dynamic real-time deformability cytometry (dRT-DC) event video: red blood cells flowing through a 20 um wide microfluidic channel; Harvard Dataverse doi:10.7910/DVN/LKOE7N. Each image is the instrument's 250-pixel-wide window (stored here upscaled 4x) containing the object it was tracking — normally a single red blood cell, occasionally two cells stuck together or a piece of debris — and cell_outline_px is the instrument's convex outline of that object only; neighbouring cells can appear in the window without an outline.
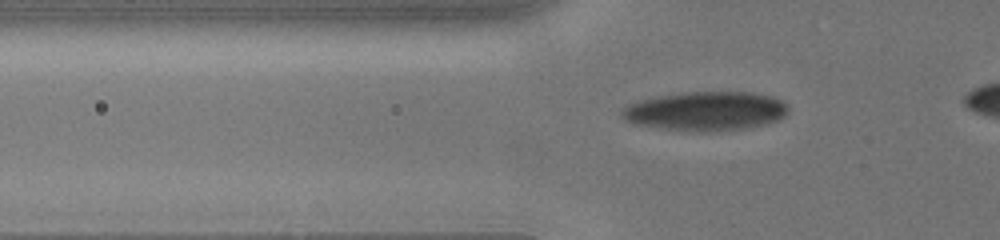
{"species": "human", "species_latin": "Homo sapiens", "temperature_condition": "cold", "stored_images_in_passage": 32, "camera_frame_rate_fps": 3000, "um_per_image_px": 0.085, "donor": {"sex": "male"}, "frame": {"image": 1, "passage_image": 10, "time_ms": 4.0, "image_size_px": [1000, 240], "cell_outline_px": [[788, 112], [780, 120], [768, 124], [748, 128], [712, 132], [688, 132], [632, 124], [624, 120], [620, 116], [620, 112], [628, 104], [640, 100], [660, 96], [684, 92], [748, 92], [772, 96], [780, 100], [788, 108]], "centroid_in_image_um": [59.97, 9.47], "position_along_channel_um": 65.8, "area_um2": 38.38}}
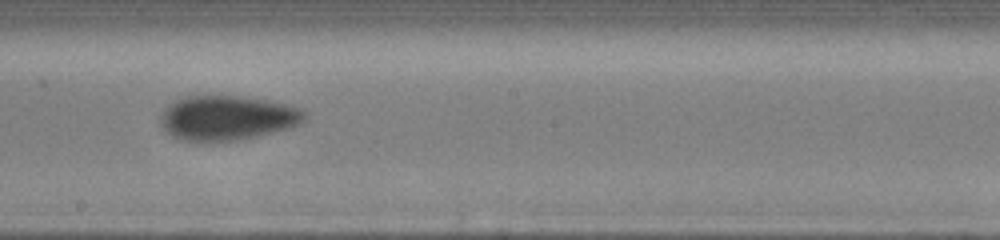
{"frame": {"image": 2, "passage_image": 19, "time_ms": 8.333, "image_size_px": [1000, 240], "cell_outline_px": [[308, 116], [300, 124], [256, 136], [236, 140], [180, 140], [172, 136], [160, 124], [160, 116], [168, 104], [184, 96], [244, 96], [272, 100], [304, 108], [308, 112]], "centroid_in_image_um": [19.36, 9.98], "position_along_channel_um": 228.8, "area_um2": 37.51}}
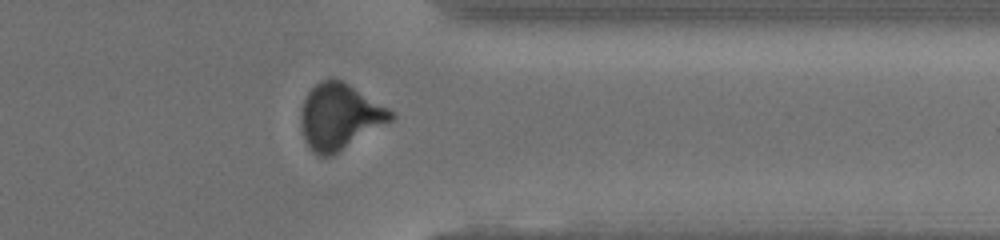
{"frame": {"image": 3, "passage_image": 28, "time_ms": 12.333, "image_size_px": [1000, 240], "cell_outline_px": [[396, 116], [392, 120], [332, 156], [320, 156], [312, 152], [304, 140], [300, 124], [300, 112], [304, 100], [308, 92], [320, 80], [344, 80], [388, 108]], "centroid_in_image_um": [28.84, 9.92], "position_along_channel_um": 382.6, "area_um2": 34.39}}